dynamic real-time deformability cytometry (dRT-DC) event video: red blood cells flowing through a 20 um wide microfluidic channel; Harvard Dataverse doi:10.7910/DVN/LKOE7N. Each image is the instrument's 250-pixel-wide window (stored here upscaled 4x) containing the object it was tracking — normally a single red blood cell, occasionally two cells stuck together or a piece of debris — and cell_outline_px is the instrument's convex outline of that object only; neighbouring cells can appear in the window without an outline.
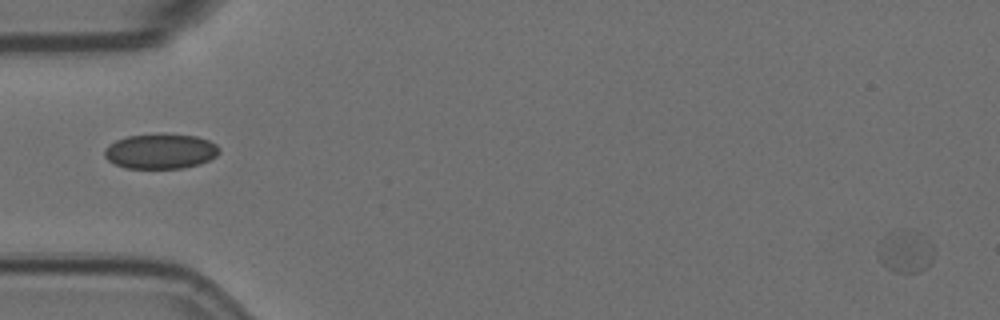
{"species": "Egyptian fruit bat (a non-hibernating species)", "species_latin": "Rousettus aegyptiacus", "temperature_condition": "room temperature", "stored_images_in_passage": 5, "segment_of_instrument_passage": [2, 2], "camera_frame_rate_fps": 3000, "um_per_image_px": 0.085, "animal": {"sex": "female"}, "frame": {"image": 1, "passage_image": 5, "time_ms": 1.333, "image_size_px": [1000, 320], "cell_outline_px": [[936, 252], [932, 264], [928, 268], [920, 272], [896, 272], [888, 268], [876, 256], [876, 252], [892, 232], [896, 228], [912, 228], [920, 232], [932, 244]], "centroid_in_image_um": [77.07, 21.36], "position_along_channel_um": 7.9, "area_um2": 14.16}}